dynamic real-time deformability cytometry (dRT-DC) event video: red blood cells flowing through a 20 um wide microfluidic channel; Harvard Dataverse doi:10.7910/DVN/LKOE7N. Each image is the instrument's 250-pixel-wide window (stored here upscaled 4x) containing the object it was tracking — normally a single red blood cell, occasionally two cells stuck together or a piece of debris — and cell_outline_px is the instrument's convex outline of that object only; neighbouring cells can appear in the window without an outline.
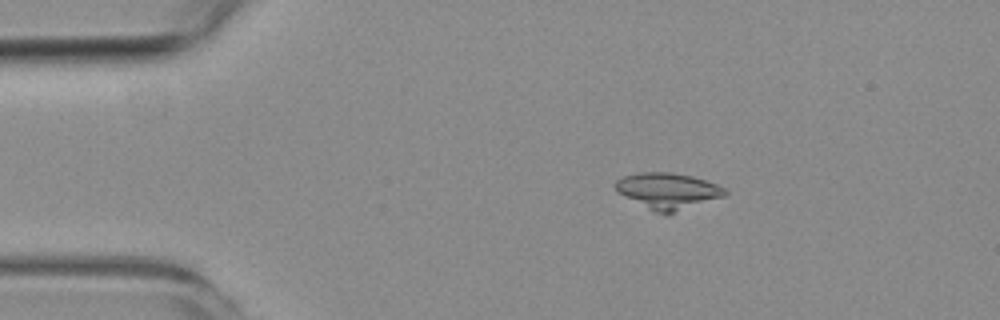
{"species": "common noctule bat (a hibernating species)", "species_latin": "Nyctalus noctula", "temperature_condition": "room temperature", "stored_images_in_passage": 5, "camera_frame_rate_fps": 3000, "um_per_image_px": 0.085, "animal": {"sex": "female", "body_mass_g": 19.3, "forearm_length_mm": 54.1}, "frame": {"image": 1, "passage_image": 2, "time_ms": 2.0, "image_size_px": [1000, 320], "cell_outline_px": [[728, 192], [724, 196], [668, 216], [664, 216], [616, 192], [616, 180], [624, 176], [640, 172], [668, 172], [692, 176], [716, 184], [724, 188]], "centroid_in_image_um": [56.78, 16.25], "position_along_channel_um": 28.2, "area_um2": 23.12}}
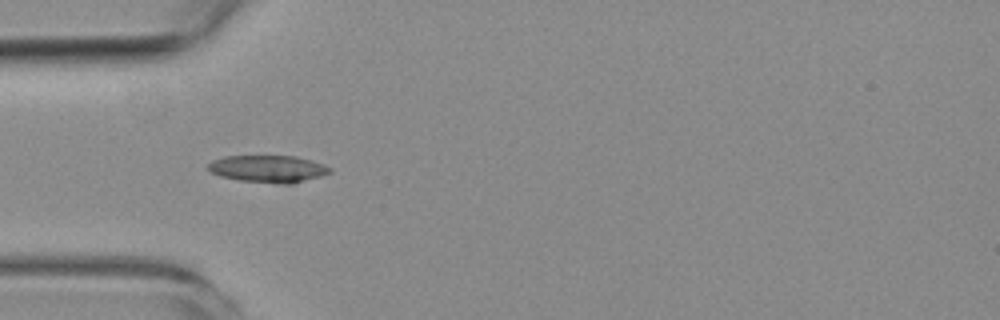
{"frame": {"image": 2, "passage_image": 4, "time_ms": 4.333, "image_size_px": [1000, 320], "cell_outline_px": [[332, 172], [320, 176], [292, 184], [276, 184], [240, 180], [220, 176], [212, 172], [208, 168], [208, 164], [212, 160], [224, 156], [296, 156], [312, 160], [324, 164], [332, 168]], "centroid_in_image_um": [22.82, 14.35], "position_along_channel_um": 62.2, "area_um2": 19.36}}
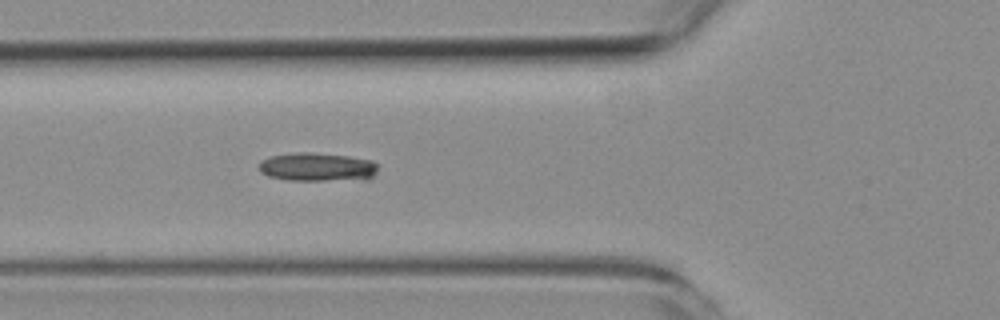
{"frame": {"image": 3, "passage_image": 5, "time_ms": 5.333, "image_size_px": [1000, 320], "cell_outline_px": [[380, 164], [376, 172], [368, 180], [288, 180], [268, 176], [260, 172], [260, 164], [264, 160], [272, 156], [300, 152], [308, 152], [348, 156], [372, 160]], "centroid_in_image_um": [27.06, 14.21], "position_along_channel_um": 98.7, "area_um2": 19.83}}